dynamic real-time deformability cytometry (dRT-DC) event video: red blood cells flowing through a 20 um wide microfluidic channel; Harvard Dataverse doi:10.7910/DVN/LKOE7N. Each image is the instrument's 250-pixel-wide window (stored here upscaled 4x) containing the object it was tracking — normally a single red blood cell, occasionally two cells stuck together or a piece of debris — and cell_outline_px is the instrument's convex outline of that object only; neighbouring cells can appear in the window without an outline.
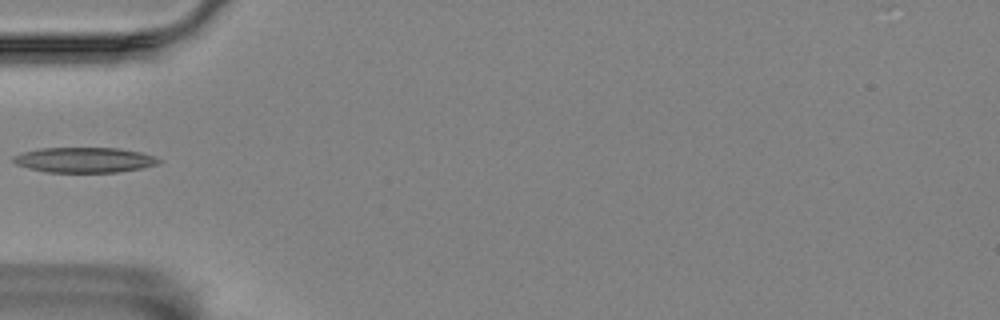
{"species": "Egyptian fruit bat (a non-hibernating species)", "species_latin": "Rousettus aegyptiacus", "temperature_condition": "room temperature", "stored_images_in_passage": 5, "camera_frame_rate_fps": 3000, "um_per_image_px": 0.085, "animal": {"sex": "female"}, "frame": {"image": 1, "passage_image": 5, "time_ms": 6.0, "image_size_px": [1000, 320], "cell_outline_px": [[160, 160], [156, 164], [140, 168], [116, 172], [48, 172], [28, 168], [16, 164], [12, 160], [12, 156], [24, 152], [40, 148], [120, 148], [140, 152], [156, 156]], "centroid_in_image_um": [7.15, 13.59], "position_along_channel_um": 77.9, "area_um2": 21.21}}